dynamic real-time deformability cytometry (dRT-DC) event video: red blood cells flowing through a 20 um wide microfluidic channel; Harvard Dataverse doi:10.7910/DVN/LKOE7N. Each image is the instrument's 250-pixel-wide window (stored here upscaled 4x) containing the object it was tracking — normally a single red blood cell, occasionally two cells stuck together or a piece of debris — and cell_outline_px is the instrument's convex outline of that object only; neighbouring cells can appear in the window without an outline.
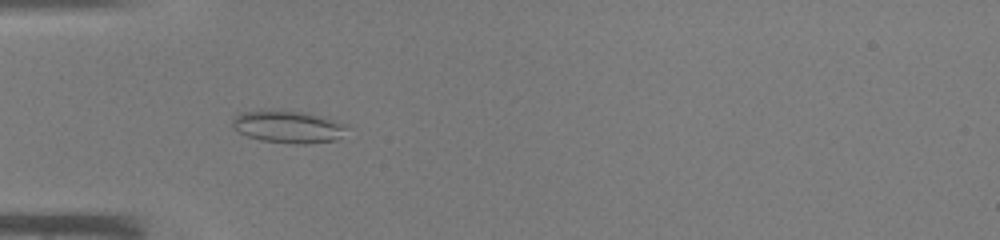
{"species": "common noctule bat (a hibernating species)", "species_latin": "Nyctalus noctula", "temperature_condition": "warm", "stored_images_in_passage": 38, "camera_frame_rate_fps": 3000, "um_per_image_px": 0.085, "animal": {"sex": "male", "body_mass_g": 19.0, "forearm_length_mm": 50.8}, "frame": {"image": 1, "passage_image": 8, "time_ms": 2.333, "image_size_px": [1000, 240], "cell_outline_px": [[348, 128], [336, 140], [308, 144], [292, 144], [260, 140], [248, 136], [232, 128], [232, 120], [236, 116], [244, 112], [300, 112], [324, 116], [348, 124]], "centroid_in_image_um": [24.56, 10.81], "position_along_channel_um": 60.4, "area_um2": 21.15}}
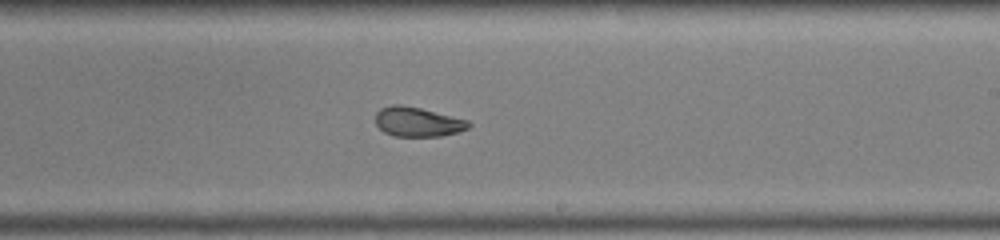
{"frame": {"image": 2, "passage_image": 21, "time_ms": 6.667, "image_size_px": [1000, 240], "cell_outline_px": [[472, 124], [468, 128], [460, 132], [440, 136], [392, 136], [384, 132], [376, 124], [376, 112], [380, 108], [392, 104], [400, 104], [420, 108], [468, 120]], "centroid_in_image_um": [35.5, 10.36], "position_along_channel_um": 253.5, "area_um2": 16.07}}
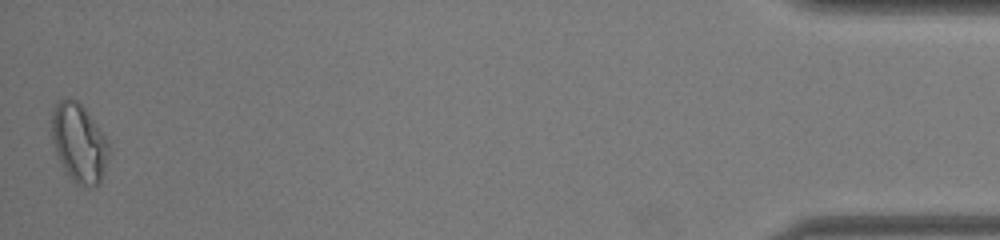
{"frame": {"image": 3, "passage_image": 38, "time_ms": 12.333, "image_size_px": [1000, 240], "cell_outline_px": [[108, 156], [100, 184], [76, 184], [72, 180], [56, 156], [52, 136], [52, 112], [56, 104], [60, 100], [76, 100], [84, 108], [104, 136], [108, 144]], "centroid_in_image_um": [6.69, 12.16], "position_along_channel_um": 428.5, "area_um2": 25.32}}